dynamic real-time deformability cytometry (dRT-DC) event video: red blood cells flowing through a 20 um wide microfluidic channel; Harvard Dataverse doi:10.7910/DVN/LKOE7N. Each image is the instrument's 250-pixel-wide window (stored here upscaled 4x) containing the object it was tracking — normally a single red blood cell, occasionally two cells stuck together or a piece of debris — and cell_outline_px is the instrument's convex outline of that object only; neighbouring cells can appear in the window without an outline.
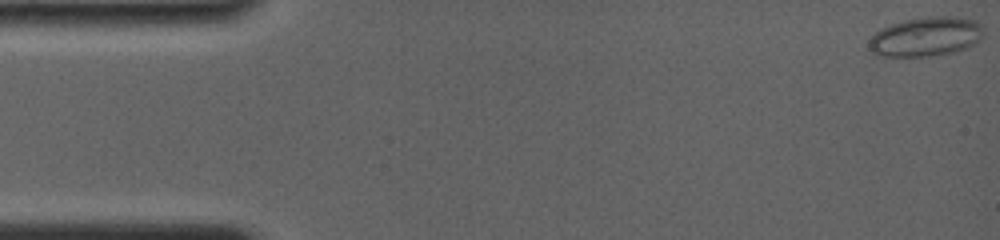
{"species": "common noctule bat (a hibernating species)", "species_latin": "Nyctalus noctula", "temperature_condition": "room temperature", "stored_images_in_passage": 15, "camera_frame_rate_fps": 4000, "um_per_image_px": 0.085, "animal": {"sex": "female", "body_mass_g": 19.0, "forearm_length_mm": 56.7}, "frame": {"image": 1, "passage_image": 1, "time_ms": 0.0, "image_size_px": [1000, 240], "cell_outline_px": [[980, 40], [976, 44], [968, 48], [952, 52], [928, 56], [880, 56], [872, 52], [868, 48], [868, 40], [876, 32], [892, 24], [904, 20], [924, 16], [952, 16], [976, 20], [980, 24]], "centroid_in_image_um": [78.68, 3.12], "position_along_channel_um": 6.3, "area_um2": 26.18}}